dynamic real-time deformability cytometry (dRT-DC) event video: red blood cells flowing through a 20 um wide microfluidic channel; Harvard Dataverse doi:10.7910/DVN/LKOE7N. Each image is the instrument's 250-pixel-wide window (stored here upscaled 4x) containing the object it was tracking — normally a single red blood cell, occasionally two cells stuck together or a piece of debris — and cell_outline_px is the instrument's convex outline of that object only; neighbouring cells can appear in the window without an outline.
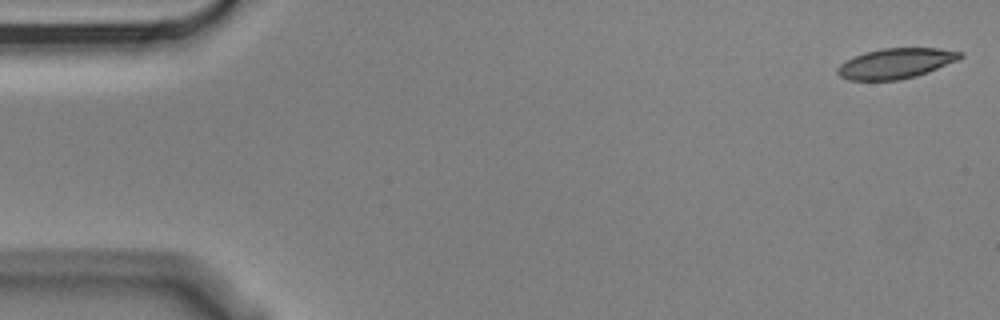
{"species": "Egyptian fruit bat (a non-hibernating species)", "species_latin": "Rousettus aegyptiacus", "temperature_condition": "cold", "stored_images_in_passage": 4, "camera_frame_rate_fps": 3000, "um_per_image_px": 0.085, "animal": {"sex": "male"}, "frame": {"image": 1, "passage_image": 1, "time_ms": 0.0, "image_size_px": [1000, 320], "cell_outline_px": [[964, 56], [956, 60], [928, 72], [916, 76], [896, 80], [848, 80], [840, 76], [836, 72], [836, 68], [844, 60], [864, 52], [880, 48], [940, 48], [964, 52]], "centroid_in_image_um": [76.11, 5.38], "position_along_channel_um": 8.9, "area_um2": 21.73}}